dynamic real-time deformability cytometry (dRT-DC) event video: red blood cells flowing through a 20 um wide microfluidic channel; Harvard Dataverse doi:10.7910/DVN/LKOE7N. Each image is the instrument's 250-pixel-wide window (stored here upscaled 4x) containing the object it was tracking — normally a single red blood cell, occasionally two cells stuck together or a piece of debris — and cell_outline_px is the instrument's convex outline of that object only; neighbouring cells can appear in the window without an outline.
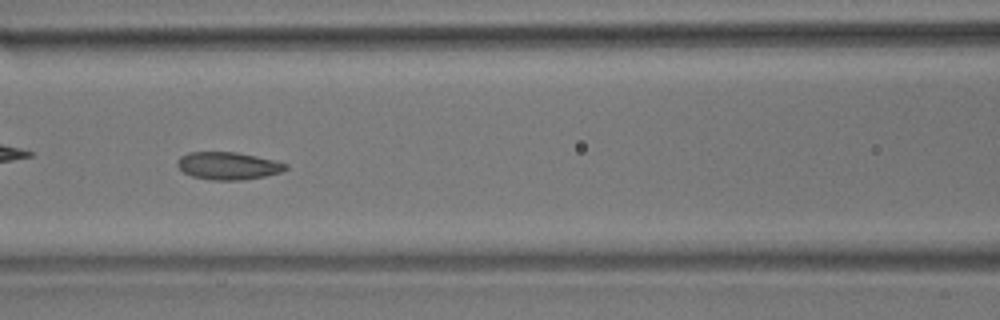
{"species": "common noctule bat (a hibernating species)", "species_latin": "Nyctalus noctula", "temperature_condition": "room temperature", "stored_images_in_passage": 45, "camera_frame_rate_fps": 3000, "um_per_image_px": 0.085, "animal": {"sex": "male", "body_mass_g": 17.9}, "frame": {"image": 1, "passage_image": 14, "time_ms": 4.333, "image_size_px": [1000, 320], "cell_outline_px": [[288, 168], [280, 172], [264, 176], [244, 180], [212, 180], [192, 176], [184, 172], [176, 164], [176, 160], [180, 156], [188, 152], [236, 152], [256, 156], [288, 164]], "centroid_in_image_um": [19.36, 14.09], "position_along_channel_um": 147.2, "area_um2": 17.34}}
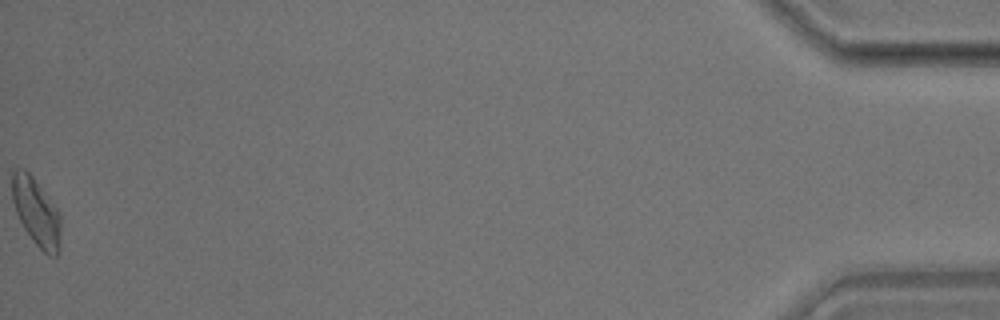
{"frame": {"image": 2, "passage_image": 45, "time_ms": 14.667, "image_size_px": [1000, 320], "cell_outline_px": [[60, 248], [56, 256], [48, 256], [32, 240], [24, 228], [16, 212], [12, 200], [12, 172], [16, 168], [24, 168], [32, 176], [60, 212]], "centroid_in_image_um": [3.09, 18.03], "position_along_channel_um": 432.1, "area_um2": 19.13}, "authors_computed_cell_mechanics": {"area_um2": 17.4556, "velocity_mm_per_s": 3.7162, "shape_relaxation_time_tau1_ms": 8.8263, "shape_relaxation_time_tau2_ms": 1.8145, "deformation_change_tau1": 0.1402, "deformation_change_tau2": 0.0742}}